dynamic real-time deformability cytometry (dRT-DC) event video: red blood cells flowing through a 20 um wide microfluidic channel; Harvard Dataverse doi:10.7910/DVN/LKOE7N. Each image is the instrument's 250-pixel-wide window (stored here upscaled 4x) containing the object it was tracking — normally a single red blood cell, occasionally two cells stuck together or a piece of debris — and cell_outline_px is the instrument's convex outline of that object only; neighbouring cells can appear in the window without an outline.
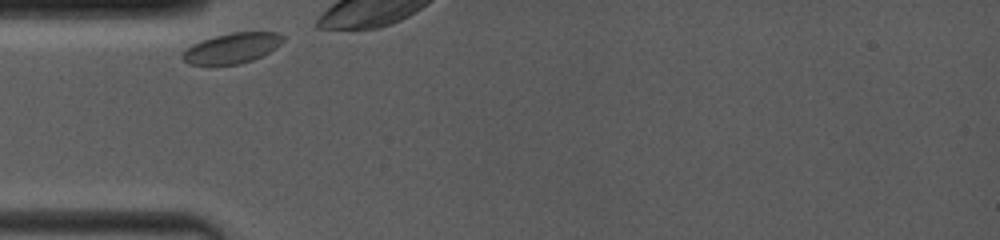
{"species": "common noctule bat (a hibernating species)", "species_latin": "Nyctalus noctula", "temperature_condition": "room temperature", "stored_images_in_passage": 63, "camera_frame_rate_fps": 4000, "um_per_image_px": 0.085, "animal": {"sex": "female", "body_mass_g": 19.0, "forearm_length_mm": 53.3}, "frame": {"image": 1, "passage_image": 1, "time_ms": 0.0, "image_size_px": [1000, 240], "cell_outline_px": [[284, 40], [276, 48], [252, 60], [236, 64], [188, 64], [180, 56], [192, 44], [216, 36], [232, 32], [280, 32], [284, 36]], "centroid_in_image_um": [19.75, 4.08], "position_along_channel_um": 65.2, "area_um2": 17.46}}
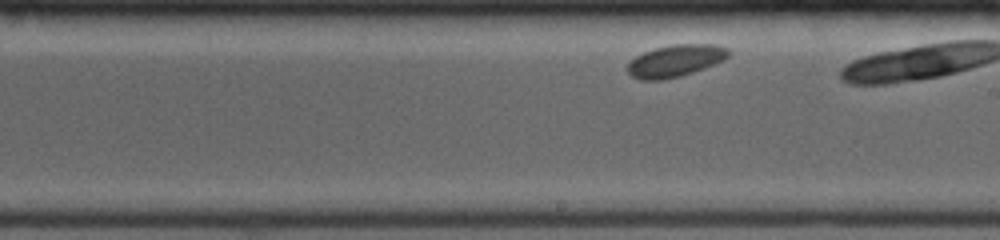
{"frame": {"image": 2, "passage_image": 25, "time_ms": 4.75, "image_size_px": [1000, 240], "cell_outline_px": [[732, 52], [724, 60], [704, 68], [680, 76], [660, 80], [640, 80], [632, 76], [628, 72], [628, 64], [636, 56], [644, 52], [656, 48], [672, 44], [716, 44], [728, 48]], "centroid_in_image_um": [57.44, 5.15], "position_along_channel_um": 231.6, "area_um2": 18.79}}